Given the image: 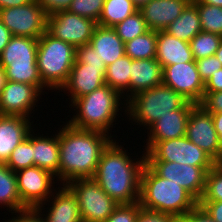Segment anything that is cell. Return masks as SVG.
I'll return each mask as SVG.
<instances>
[{"label":"cell","instance_id":"obj_28","mask_svg":"<svg viewBox=\"0 0 222 222\" xmlns=\"http://www.w3.org/2000/svg\"><path fill=\"white\" fill-rule=\"evenodd\" d=\"M131 62L132 59L124 55L106 67L105 83L123 94V99L125 92L130 91Z\"/></svg>","mask_w":222,"mask_h":222},{"label":"cell","instance_id":"obj_17","mask_svg":"<svg viewBox=\"0 0 222 222\" xmlns=\"http://www.w3.org/2000/svg\"><path fill=\"white\" fill-rule=\"evenodd\" d=\"M106 66H93L74 63L69 78L61 91L66 89L71 94V103L85 94L105 85Z\"/></svg>","mask_w":222,"mask_h":222},{"label":"cell","instance_id":"obj_38","mask_svg":"<svg viewBox=\"0 0 222 222\" xmlns=\"http://www.w3.org/2000/svg\"><path fill=\"white\" fill-rule=\"evenodd\" d=\"M75 63H84L93 66H106L101 58L94 52L90 44L75 48Z\"/></svg>","mask_w":222,"mask_h":222},{"label":"cell","instance_id":"obj_53","mask_svg":"<svg viewBox=\"0 0 222 222\" xmlns=\"http://www.w3.org/2000/svg\"><path fill=\"white\" fill-rule=\"evenodd\" d=\"M215 57L216 58H218V60L221 62V64H222V41L220 42V44H219V47H218V49L216 50V52H215Z\"/></svg>","mask_w":222,"mask_h":222},{"label":"cell","instance_id":"obj_13","mask_svg":"<svg viewBox=\"0 0 222 222\" xmlns=\"http://www.w3.org/2000/svg\"><path fill=\"white\" fill-rule=\"evenodd\" d=\"M185 136L216 163H222V150L212 115L201 104L191 108Z\"/></svg>","mask_w":222,"mask_h":222},{"label":"cell","instance_id":"obj_14","mask_svg":"<svg viewBox=\"0 0 222 222\" xmlns=\"http://www.w3.org/2000/svg\"><path fill=\"white\" fill-rule=\"evenodd\" d=\"M16 177L21 202L27 208L45 207L51 201L48 198L53 195L52 180L56 177L51 172L32 166L17 171Z\"/></svg>","mask_w":222,"mask_h":222},{"label":"cell","instance_id":"obj_39","mask_svg":"<svg viewBox=\"0 0 222 222\" xmlns=\"http://www.w3.org/2000/svg\"><path fill=\"white\" fill-rule=\"evenodd\" d=\"M197 69L200 75V78L204 82V84L208 81V79L212 76V74L222 68L221 62L218 58L213 56L201 58L196 60Z\"/></svg>","mask_w":222,"mask_h":222},{"label":"cell","instance_id":"obj_47","mask_svg":"<svg viewBox=\"0 0 222 222\" xmlns=\"http://www.w3.org/2000/svg\"><path fill=\"white\" fill-rule=\"evenodd\" d=\"M12 37L11 32L8 30V28L2 23L0 19V54L8 44Z\"/></svg>","mask_w":222,"mask_h":222},{"label":"cell","instance_id":"obj_50","mask_svg":"<svg viewBox=\"0 0 222 222\" xmlns=\"http://www.w3.org/2000/svg\"><path fill=\"white\" fill-rule=\"evenodd\" d=\"M193 3H205L207 5L222 7V0H196Z\"/></svg>","mask_w":222,"mask_h":222},{"label":"cell","instance_id":"obj_11","mask_svg":"<svg viewBox=\"0 0 222 222\" xmlns=\"http://www.w3.org/2000/svg\"><path fill=\"white\" fill-rule=\"evenodd\" d=\"M146 164L161 178L171 180L186 189L198 202L205 190L207 172L213 167L167 161H146Z\"/></svg>","mask_w":222,"mask_h":222},{"label":"cell","instance_id":"obj_6","mask_svg":"<svg viewBox=\"0 0 222 222\" xmlns=\"http://www.w3.org/2000/svg\"><path fill=\"white\" fill-rule=\"evenodd\" d=\"M37 67L42 83L48 90H61L75 63V47L47 31L38 39Z\"/></svg>","mask_w":222,"mask_h":222},{"label":"cell","instance_id":"obj_10","mask_svg":"<svg viewBox=\"0 0 222 222\" xmlns=\"http://www.w3.org/2000/svg\"><path fill=\"white\" fill-rule=\"evenodd\" d=\"M47 17L35 0L22 6L0 10V19L12 36L39 39L47 31Z\"/></svg>","mask_w":222,"mask_h":222},{"label":"cell","instance_id":"obj_20","mask_svg":"<svg viewBox=\"0 0 222 222\" xmlns=\"http://www.w3.org/2000/svg\"><path fill=\"white\" fill-rule=\"evenodd\" d=\"M30 118L0 115V163L6 164L12 151L32 130Z\"/></svg>","mask_w":222,"mask_h":222},{"label":"cell","instance_id":"obj_44","mask_svg":"<svg viewBox=\"0 0 222 222\" xmlns=\"http://www.w3.org/2000/svg\"><path fill=\"white\" fill-rule=\"evenodd\" d=\"M198 206L215 222H222V201H199Z\"/></svg>","mask_w":222,"mask_h":222},{"label":"cell","instance_id":"obj_31","mask_svg":"<svg viewBox=\"0 0 222 222\" xmlns=\"http://www.w3.org/2000/svg\"><path fill=\"white\" fill-rule=\"evenodd\" d=\"M222 41V36L215 33L199 32L189 43L194 60L213 56Z\"/></svg>","mask_w":222,"mask_h":222},{"label":"cell","instance_id":"obj_15","mask_svg":"<svg viewBox=\"0 0 222 222\" xmlns=\"http://www.w3.org/2000/svg\"><path fill=\"white\" fill-rule=\"evenodd\" d=\"M163 84L181 94L189 102L200 104L204 98V82L195 60L163 68Z\"/></svg>","mask_w":222,"mask_h":222},{"label":"cell","instance_id":"obj_25","mask_svg":"<svg viewBox=\"0 0 222 222\" xmlns=\"http://www.w3.org/2000/svg\"><path fill=\"white\" fill-rule=\"evenodd\" d=\"M34 166L51 172L59 179V132L53 137L33 135Z\"/></svg>","mask_w":222,"mask_h":222},{"label":"cell","instance_id":"obj_5","mask_svg":"<svg viewBox=\"0 0 222 222\" xmlns=\"http://www.w3.org/2000/svg\"><path fill=\"white\" fill-rule=\"evenodd\" d=\"M195 103L189 102L181 94L164 84L144 90L130 98L126 105L125 114L139 125L148 129L161 116L179 108H192ZM127 112V113H126Z\"/></svg>","mask_w":222,"mask_h":222},{"label":"cell","instance_id":"obj_41","mask_svg":"<svg viewBox=\"0 0 222 222\" xmlns=\"http://www.w3.org/2000/svg\"><path fill=\"white\" fill-rule=\"evenodd\" d=\"M47 15L67 11L72 0H35Z\"/></svg>","mask_w":222,"mask_h":222},{"label":"cell","instance_id":"obj_4","mask_svg":"<svg viewBox=\"0 0 222 222\" xmlns=\"http://www.w3.org/2000/svg\"><path fill=\"white\" fill-rule=\"evenodd\" d=\"M122 96L117 90L105 84L70 104L76 108L74 111L77 110V114L67 123L77 129L101 131L109 135L111 125L113 127L112 123L116 122V115H119V106L123 105L120 99Z\"/></svg>","mask_w":222,"mask_h":222},{"label":"cell","instance_id":"obj_16","mask_svg":"<svg viewBox=\"0 0 222 222\" xmlns=\"http://www.w3.org/2000/svg\"><path fill=\"white\" fill-rule=\"evenodd\" d=\"M41 93L36 86L7 80L5 87L0 92L1 115L29 118L36 102L41 98L39 97Z\"/></svg>","mask_w":222,"mask_h":222},{"label":"cell","instance_id":"obj_8","mask_svg":"<svg viewBox=\"0 0 222 222\" xmlns=\"http://www.w3.org/2000/svg\"><path fill=\"white\" fill-rule=\"evenodd\" d=\"M66 186L77 198L82 222H105L119 205L93 178L75 179Z\"/></svg>","mask_w":222,"mask_h":222},{"label":"cell","instance_id":"obj_30","mask_svg":"<svg viewBox=\"0 0 222 222\" xmlns=\"http://www.w3.org/2000/svg\"><path fill=\"white\" fill-rule=\"evenodd\" d=\"M157 31L148 30L125 43V55L132 60L156 58Z\"/></svg>","mask_w":222,"mask_h":222},{"label":"cell","instance_id":"obj_19","mask_svg":"<svg viewBox=\"0 0 222 222\" xmlns=\"http://www.w3.org/2000/svg\"><path fill=\"white\" fill-rule=\"evenodd\" d=\"M189 0H151L142 6L141 12L148 29L164 31L177 17L181 15Z\"/></svg>","mask_w":222,"mask_h":222},{"label":"cell","instance_id":"obj_1","mask_svg":"<svg viewBox=\"0 0 222 222\" xmlns=\"http://www.w3.org/2000/svg\"><path fill=\"white\" fill-rule=\"evenodd\" d=\"M111 134L82 130L68 123L59 130V180L62 185L79 178H93L101 153L113 140Z\"/></svg>","mask_w":222,"mask_h":222},{"label":"cell","instance_id":"obj_35","mask_svg":"<svg viewBox=\"0 0 222 222\" xmlns=\"http://www.w3.org/2000/svg\"><path fill=\"white\" fill-rule=\"evenodd\" d=\"M199 201H222V163H216L207 172L205 190Z\"/></svg>","mask_w":222,"mask_h":222},{"label":"cell","instance_id":"obj_43","mask_svg":"<svg viewBox=\"0 0 222 222\" xmlns=\"http://www.w3.org/2000/svg\"><path fill=\"white\" fill-rule=\"evenodd\" d=\"M200 104L210 113L222 112V91L204 93V98Z\"/></svg>","mask_w":222,"mask_h":222},{"label":"cell","instance_id":"obj_37","mask_svg":"<svg viewBox=\"0 0 222 222\" xmlns=\"http://www.w3.org/2000/svg\"><path fill=\"white\" fill-rule=\"evenodd\" d=\"M141 208L139 202L119 204L105 222H136Z\"/></svg>","mask_w":222,"mask_h":222},{"label":"cell","instance_id":"obj_9","mask_svg":"<svg viewBox=\"0 0 222 222\" xmlns=\"http://www.w3.org/2000/svg\"><path fill=\"white\" fill-rule=\"evenodd\" d=\"M145 153L146 161H167L192 166H214L216 162L186 136L156 142Z\"/></svg>","mask_w":222,"mask_h":222},{"label":"cell","instance_id":"obj_49","mask_svg":"<svg viewBox=\"0 0 222 222\" xmlns=\"http://www.w3.org/2000/svg\"><path fill=\"white\" fill-rule=\"evenodd\" d=\"M32 0H0V10L8 7L22 6Z\"/></svg>","mask_w":222,"mask_h":222},{"label":"cell","instance_id":"obj_36","mask_svg":"<svg viewBox=\"0 0 222 222\" xmlns=\"http://www.w3.org/2000/svg\"><path fill=\"white\" fill-rule=\"evenodd\" d=\"M105 0H72L68 11L98 22Z\"/></svg>","mask_w":222,"mask_h":222},{"label":"cell","instance_id":"obj_46","mask_svg":"<svg viewBox=\"0 0 222 222\" xmlns=\"http://www.w3.org/2000/svg\"><path fill=\"white\" fill-rule=\"evenodd\" d=\"M222 91V68L215 71L204 84V93H216Z\"/></svg>","mask_w":222,"mask_h":222},{"label":"cell","instance_id":"obj_51","mask_svg":"<svg viewBox=\"0 0 222 222\" xmlns=\"http://www.w3.org/2000/svg\"><path fill=\"white\" fill-rule=\"evenodd\" d=\"M6 81L7 79L5 69L0 65V92L5 87Z\"/></svg>","mask_w":222,"mask_h":222},{"label":"cell","instance_id":"obj_18","mask_svg":"<svg viewBox=\"0 0 222 222\" xmlns=\"http://www.w3.org/2000/svg\"><path fill=\"white\" fill-rule=\"evenodd\" d=\"M191 108H179L170 111L169 114L161 116L149 128L147 144L145 151L147 152L156 142H162L168 139H175L186 134V126L188 122Z\"/></svg>","mask_w":222,"mask_h":222},{"label":"cell","instance_id":"obj_34","mask_svg":"<svg viewBox=\"0 0 222 222\" xmlns=\"http://www.w3.org/2000/svg\"><path fill=\"white\" fill-rule=\"evenodd\" d=\"M112 28L116 31L117 35L124 43L133 40L137 36H140L149 30L139 10L128 16L122 22L117 23Z\"/></svg>","mask_w":222,"mask_h":222},{"label":"cell","instance_id":"obj_26","mask_svg":"<svg viewBox=\"0 0 222 222\" xmlns=\"http://www.w3.org/2000/svg\"><path fill=\"white\" fill-rule=\"evenodd\" d=\"M169 35L190 42L202 31L197 7L190 2L179 17L164 30Z\"/></svg>","mask_w":222,"mask_h":222},{"label":"cell","instance_id":"obj_33","mask_svg":"<svg viewBox=\"0 0 222 222\" xmlns=\"http://www.w3.org/2000/svg\"><path fill=\"white\" fill-rule=\"evenodd\" d=\"M194 4L197 7L202 31L222 36V7L205 3Z\"/></svg>","mask_w":222,"mask_h":222},{"label":"cell","instance_id":"obj_2","mask_svg":"<svg viewBox=\"0 0 222 222\" xmlns=\"http://www.w3.org/2000/svg\"><path fill=\"white\" fill-rule=\"evenodd\" d=\"M118 144L112 140L103 150L93 179L118 204L139 202L145 154L133 162Z\"/></svg>","mask_w":222,"mask_h":222},{"label":"cell","instance_id":"obj_12","mask_svg":"<svg viewBox=\"0 0 222 222\" xmlns=\"http://www.w3.org/2000/svg\"><path fill=\"white\" fill-rule=\"evenodd\" d=\"M97 23L67 11L57 12L47 17V32L75 48L89 44Z\"/></svg>","mask_w":222,"mask_h":222},{"label":"cell","instance_id":"obj_29","mask_svg":"<svg viewBox=\"0 0 222 222\" xmlns=\"http://www.w3.org/2000/svg\"><path fill=\"white\" fill-rule=\"evenodd\" d=\"M137 11L138 8L131 0H105L97 25L114 27Z\"/></svg>","mask_w":222,"mask_h":222},{"label":"cell","instance_id":"obj_40","mask_svg":"<svg viewBox=\"0 0 222 222\" xmlns=\"http://www.w3.org/2000/svg\"><path fill=\"white\" fill-rule=\"evenodd\" d=\"M136 222H179V220L169 214L141 208Z\"/></svg>","mask_w":222,"mask_h":222},{"label":"cell","instance_id":"obj_24","mask_svg":"<svg viewBox=\"0 0 222 222\" xmlns=\"http://www.w3.org/2000/svg\"><path fill=\"white\" fill-rule=\"evenodd\" d=\"M62 186L58 192H53L52 205L42 219L44 222H82L76 196L66 185Z\"/></svg>","mask_w":222,"mask_h":222},{"label":"cell","instance_id":"obj_7","mask_svg":"<svg viewBox=\"0 0 222 222\" xmlns=\"http://www.w3.org/2000/svg\"><path fill=\"white\" fill-rule=\"evenodd\" d=\"M38 39L12 36L2 53L0 65L5 69L6 79L36 86L41 92L46 87L37 67Z\"/></svg>","mask_w":222,"mask_h":222},{"label":"cell","instance_id":"obj_22","mask_svg":"<svg viewBox=\"0 0 222 222\" xmlns=\"http://www.w3.org/2000/svg\"><path fill=\"white\" fill-rule=\"evenodd\" d=\"M156 59L163 68L194 60L190 43L171 36L165 31H157Z\"/></svg>","mask_w":222,"mask_h":222},{"label":"cell","instance_id":"obj_42","mask_svg":"<svg viewBox=\"0 0 222 222\" xmlns=\"http://www.w3.org/2000/svg\"><path fill=\"white\" fill-rule=\"evenodd\" d=\"M43 207L28 208L26 210L18 211L17 217L5 222H44L42 219Z\"/></svg>","mask_w":222,"mask_h":222},{"label":"cell","instance_id":"obj_52","mask_svg":"<svg viewBox=\"0 0 222 222\" xmlns=\"http://www.w3.org/2000/svg\"><path fill=\"white\" fill-rule=\"evenodd\" d=\"M131 1L139 10L142 6H144L145 4H148L151 0H131Z\"/></svg>","mask_w":222,"mask_h":222},{"label":"cell","instance_id":"obj_21","mask_svg":"<svg viewBox=\"0 0 222 222\" xmlns=\"http://www.w3.org/2000/svg\"><path fill=\"white\" fill-rule=\"evenodd\" d=\"M163 84V67L153 59L132 60L130 72V93L127 100L144 90ZM130 94V95H129Z\"/></svg>","mask_w":222,"mask_h":222},{"label":"cell","instance_id":"obj_3","mask_svg":"<svg viewBox=\"0 0 222 222\" xmlns=\"http://www.w3.org/2000/svg\"><path fill=\"white\" fill-rule=\"evenodd\" d=\"M142 208L165 213L178 220L198 206V201L179 184L158 176L145 164L140 183Z\"/></svg>","mask_w":222,"mask_h":222},{"label":"cell","instance_id":"obj_32","mask_svg":"<svg viewBox=\"0 0 222 222\" xmlns=\"http://www.w3.org/2000/svg\"><path fill=\"white\" fill-rule=\"evenodd\" d=\"M28 136L12 151L6 165L14 172L34 166L33 134Z\"/></svg>","mask_w":222,"mask_h":222},{"label":"cell","instance_id":"obj_23","mask_svg":"<svg viewBox=\"0 0 222 222\" xmlns=\"http://www.w3.org/2000/svg\"><path fill=\"white\" fill-rule=\"evenodd\" d=\"M89 44L106 67L125 55V43L112 27L97 25Z\"/></svg>","mask_w":222,"mask_h":222},{"label":"cell","instance_id":"obj_48","mask_svg":"<svg viewBox=\"0 0 222 222\" xmlns=\"http://www.w3.org/2000/svg\"><path fill=\"white\" fill-rule=\"evenodd\" d=\"M216 133L218 134L222 150V112L211 113Z\"/></svg>","mask_w":222,"mask_h":222},{"label":"cell","instance_id":"obj_45","mask_svg":"<svg viewBox=\"0 0 222 222\" xmlns=\"http://www.w3.org/2000/svg\"><path fill=\"white\" fill-rule=\"evenodd\" d=\"M179 222H215L200 206L188 212Z\"/></svg>","mask_w":222,"mask_h":222},{"label":"cell","instance_id":"obj_27","mask_svg":"<svg viewBox=\"0 0 222 222\" xmlns=\"http://www.w3.org/2000/svg\"><path fill=\"white\" fill-rule=\"evenodd\" d=\"M0 205L7 206L11 213L28 209L22 202L18 192L16 172L6 164L0 163Z\"/></svg>","mask_w":222,"mask_h":222}]
</instances>
